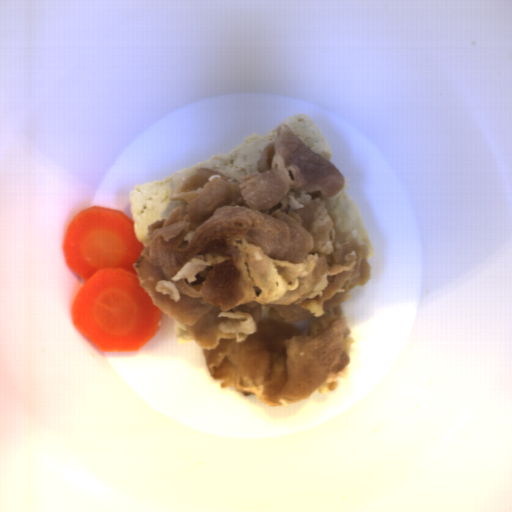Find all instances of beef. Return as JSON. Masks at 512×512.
Here are the masks:
<instances>
[{
	"mask_svg": "<svg viewBox=\"0 0 512 512\" xmlns=\"http://www.w3.org/2000/svg\"><path fill=\"white\" fill-rule=\"evenodd\" d=\"M257 168L237 180L197 167L132 264L221 389L283 407L346 381L357 342L341 305L372 267L369 247L331 210L345 176L288 123Z\"/></svg>",
	"mask_w": 512,
	"mask_h": 512,
	"instance_id": "1",
	"label": "beef"
}]
</instances>
